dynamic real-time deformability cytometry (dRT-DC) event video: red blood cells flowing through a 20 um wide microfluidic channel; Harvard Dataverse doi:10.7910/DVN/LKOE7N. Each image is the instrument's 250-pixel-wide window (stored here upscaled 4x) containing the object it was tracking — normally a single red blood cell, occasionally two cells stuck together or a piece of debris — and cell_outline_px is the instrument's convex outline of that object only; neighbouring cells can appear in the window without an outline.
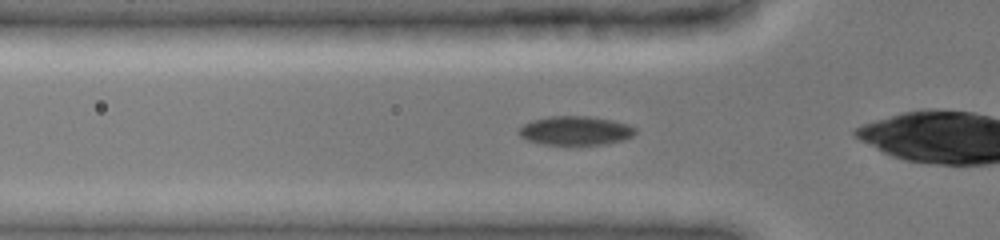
{"species": "common noctule bat (a hibernating species)", "species_latin": "Nyctalus noctula", "temperature_condition": "cold", "stored_images_in_passage": 21, "camera_frame_rate_fps": 3000, "um_per_image_px": 0.085, "animal": {"sex": "female", "body_mass_g": 19.0, "forearm_length_mm": 51.5}, "frame": {"image": 1, "passage_image": 15, "time_ms": 3.667, "image_size_px": [1000, 240], "cell_outline_px": [[636, 132], [632, 136], [624, 140], [604, 144], [544, 144], [528, 140], [520, 136], [516, 132], [524, 124], [532, 120], [548, 116], [592, 116], [612, 120], [628, 124], [636, 128]], "centroid_in_image_um": [48.92, 11.09], "position_along_channel_um": 76.9, "area_um2": 19.65}}